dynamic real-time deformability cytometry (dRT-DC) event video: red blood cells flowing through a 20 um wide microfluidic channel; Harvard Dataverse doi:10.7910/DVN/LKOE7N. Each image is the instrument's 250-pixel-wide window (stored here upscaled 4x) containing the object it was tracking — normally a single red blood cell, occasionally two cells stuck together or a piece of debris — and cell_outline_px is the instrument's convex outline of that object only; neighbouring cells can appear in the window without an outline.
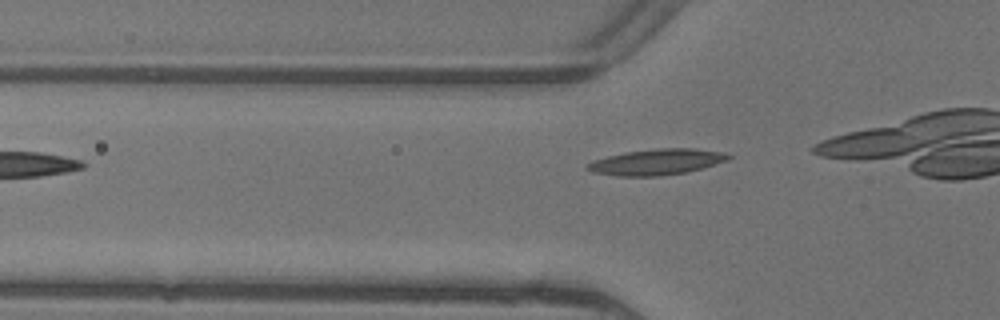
{"species": "common noctule bat (a hibernating species)", "species_latin": "Nyctalus noctula", "temperature_condition": "warm", "stored_images_in_passage": 6, "camera_frame_rate_fps": 3000, "um_per_image_px": 0.085, "animal": {"sex": "female"}, "frame": {"image": 1, "passage_image": 4, "time_ms": 1.0, "image_size_px": [1000, 320], "cell_outline_px": [[732, 156], [728, 160], [704, 168], [684, 172], [660, 176], [616, 176], [592, 172], [584, 168], [592, 160], [624, 152], [660, 148], [696, 148], [724, 152]], "centroid_in_image_um": [55.82, 13.76], "position_along_channel_um": 70.0, "area_um2": 21.39}}